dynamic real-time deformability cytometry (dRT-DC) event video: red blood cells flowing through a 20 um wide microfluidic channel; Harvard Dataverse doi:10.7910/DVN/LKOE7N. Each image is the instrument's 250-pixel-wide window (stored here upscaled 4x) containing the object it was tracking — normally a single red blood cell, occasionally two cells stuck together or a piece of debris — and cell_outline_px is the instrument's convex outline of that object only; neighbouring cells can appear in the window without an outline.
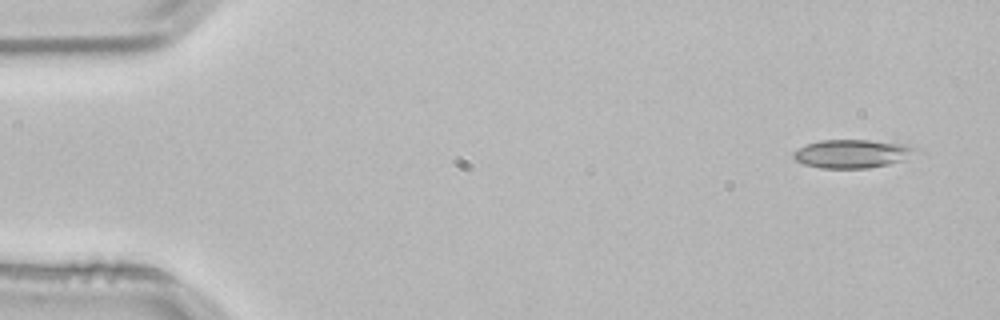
{"species": "common noctule bat (a hibernating species)", "species_latin": "Nyctalus noctula", "temperature_condition": "room temperature", "stored_images_in_passage": 3, "camera_frame_rate_fps": 3000, "um_per_image_px": 0.085, "animal": {"sex": "male", "body_mass_g": 21.5, "forearm_length_mm": 52.0}, "frame": {"image": 1, "passage_image": 1, "time_ms": 0.0, "image_size_px": [1000, 320], "cell_outline_px": [[924, 152], [888, 164], [868, 168], [820, 168], [804, 164], [796, 160], [792, 156], [792, 152], [808, 144], [820, 140], [868, 140], [908, 144], [920, 148]], "centroid_in_image_um": [72.53, 13.06], "position_along_channel_um": 12.5, "area_um2": 20.46}}
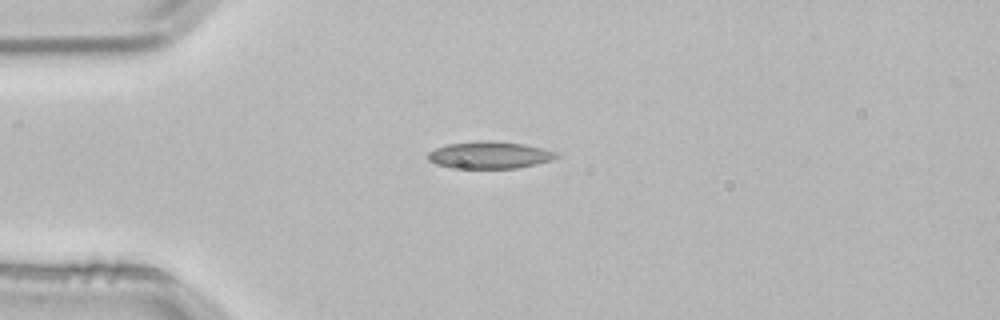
{"frame": {"image": 2, "passage_image": 3, "time_ms": 0.667, "image_size_px": [1000, 320], "cell_outline_px": [[560, 156], [552, 160], [536, 164], [516, 168], [452, 168], [436, 164], [428, 160], [428, 152], [436, 148], [448, 144], [484, 140], [492, 140], [524, 144], [556, 152]], "centroid_in_image_um": [41.61, 13.18], "position_along_channel_um": 43.4, "area_um2": 20.23}}